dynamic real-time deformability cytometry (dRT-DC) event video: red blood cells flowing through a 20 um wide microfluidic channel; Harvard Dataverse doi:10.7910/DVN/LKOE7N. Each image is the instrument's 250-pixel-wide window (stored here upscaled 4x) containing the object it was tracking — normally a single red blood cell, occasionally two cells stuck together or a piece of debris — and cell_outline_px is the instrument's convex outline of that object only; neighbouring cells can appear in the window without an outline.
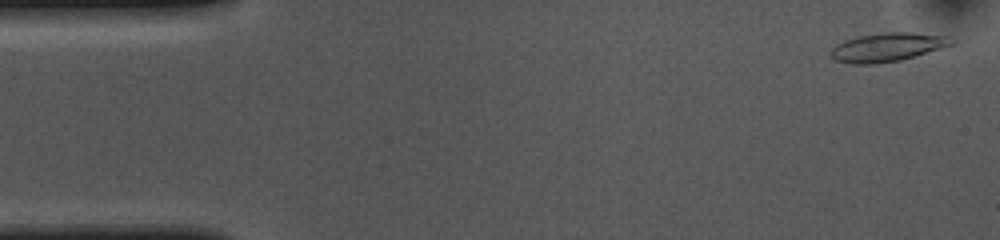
{"species": "common noctule bat (a hibernating species)", "species_latin": "Nyctalus noctula", "temperature_condition": "cold", "stored_images_in_passage": 54, "camera_frame_rate_fps": 3000, "um_per_image_px": 0.085, "animal": {"sex": "female", "body_mass_g": 10.0, "forearm_length_mm": 53.1}, "frame": {"image": 1, "passage_image": 2, "time_ms": 0.333, "image_size_px": [1000, 240], "cell_outline_px": [[956, 40], [952, 44], [916, 56], [900, 60], [872, 64], [852, 64], [836, 60], [828, 56], [828, 52], [836, 44], [844, 40], [860, 36], [884, 32], [908, 32], [948, 36]], "centroid_in_image_um": [75.39, 4.01], "position_along_channel_um": 9.6, "area_um2": 20.17}}
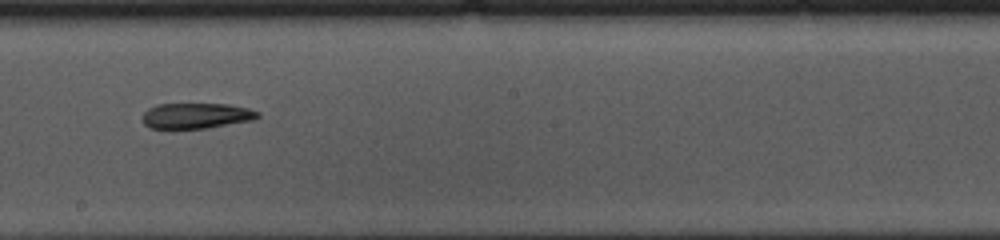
{"frame": {"image": 2, "passage_image": 29, "time_ms": 9.333, "image_size_px": [1000, 240], "cell_outline_px": [[260, 116], [252, 120], [208, 128], [148, 128], [140, 120], [144, 112], [148, 108], [156, 104], [228, 104], [248, 108], [260, 112]], "centroid_in_image_um": [16.65, 9.83], "position_along_channel_um": 231.6, "area_um2": 17.28}}
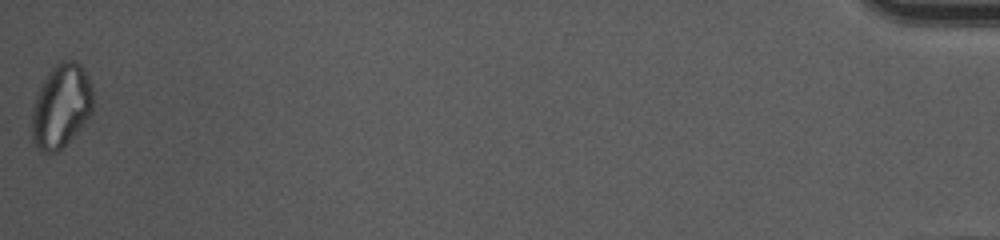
{"frame": {"image": 3, "passage_image": 54, "time_ms": 17.667, "image_size_px": [1000, 240], "cell_outline_px": [[92, 112], [72, 136], [56, 152], [44, 152], [32, 140], [32, 112], [36, 96], [48, 72], [60, 60], [76, 60], [80, 64], [88, 76], [92, 88]], "centroid_in_image_um": [5.2, 8.96], "position_along_channel_um": 430.0, "area_um2": 29.25}, "authors_computed_cell_mechanics": {"area_um2": 19.2185, "velocity_mm_per_s": 3.6194, "shape_relaxation_time_tau1_ms": null, "shape_relaxation_time_tau2_ms": 8.1598, "deformation_change_tau1": null, "deformation_change_tau2": 0.1654}}